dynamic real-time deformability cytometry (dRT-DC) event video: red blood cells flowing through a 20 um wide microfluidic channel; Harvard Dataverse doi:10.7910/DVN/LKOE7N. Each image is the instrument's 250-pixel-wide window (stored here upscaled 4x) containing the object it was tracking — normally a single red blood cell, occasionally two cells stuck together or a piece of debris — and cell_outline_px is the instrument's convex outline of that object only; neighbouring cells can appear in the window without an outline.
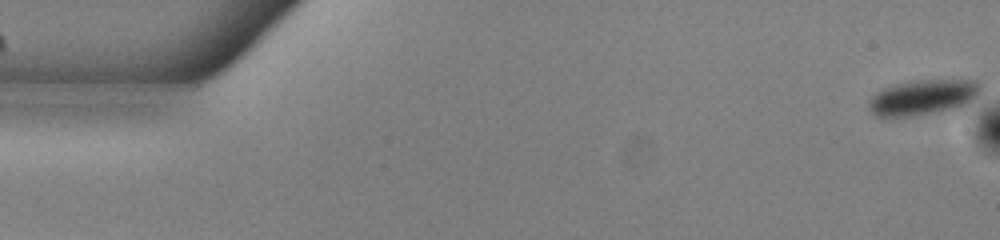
{"species": "common noctule bat (a hibernating species)", "species_latin": "Nyctalus noctula", "temperature_condition": "warm", "stored_images_in_passage": 54, "camera_frame_rate_fps": 3000, "um_per_image_px": 0.085, "animal": {"sex": "male", "body_mass_g": 13.0, "forearm_length_mm": 53.1}, "frame": {"image": 1, "passage_image": 1, "time_ms": 0.0, "image_size_px": [1000, 240], "cell_outline_px": [[984, 88], [976, 100], [972, 104], [964, 108], [912, 116], [876, 116], [868, 108], [868, 100], [876, 92], [884, 88], [896, 84], [912, 80], [984, 80]], "centroid_in_image_um": [78.61, 8.26], "position_along_channel_um": 6.4, "area_um2": 23.93}}
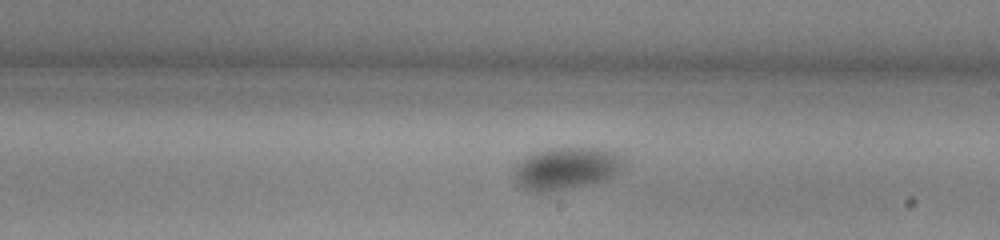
{"frame": {"image": 2, "passage_image": 31, "time_ms": 10.0, "image_size_px": [1000, 240], "cell_outline_px": [[624, 164], [612, 176], [604, 180], [588, 184], [544, 192], [532, 192], [524, 188], [516, 180], [516, 168], [528, 156], [536, 152], [548, 148], [596, 148], [616, 152], [620, 156]], "centroid_in_image_um": [48.16, 14.3], "position_along_channel_um": 240.8, "area_um2": 26.07}}
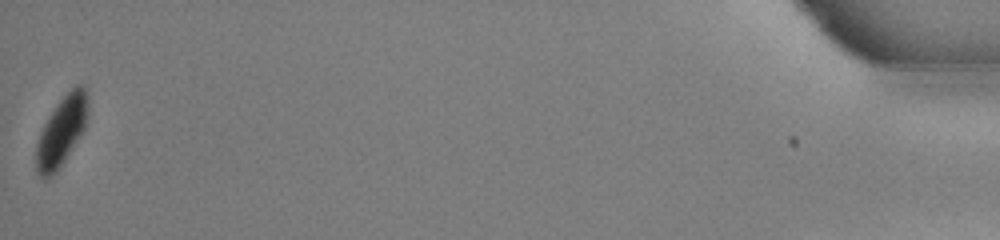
{"frame": {"image": 3, "passage_image": 54, "time_ms": 17.667, "image_size_px": [1000, 240], "cell_outline_px": [[88, 112], [84, 128], [64, 160], [56, 172], [48, 180], [44, 180], [36, 172], [36, 144], [40, 132], [44, 124], [56, 104], [76, 84], [84, 84], [88, 96]], "centroid_in_image_um": [5.22, 11.15], "position_along_channel_um": 430.0, "area_um2": 20.81}}